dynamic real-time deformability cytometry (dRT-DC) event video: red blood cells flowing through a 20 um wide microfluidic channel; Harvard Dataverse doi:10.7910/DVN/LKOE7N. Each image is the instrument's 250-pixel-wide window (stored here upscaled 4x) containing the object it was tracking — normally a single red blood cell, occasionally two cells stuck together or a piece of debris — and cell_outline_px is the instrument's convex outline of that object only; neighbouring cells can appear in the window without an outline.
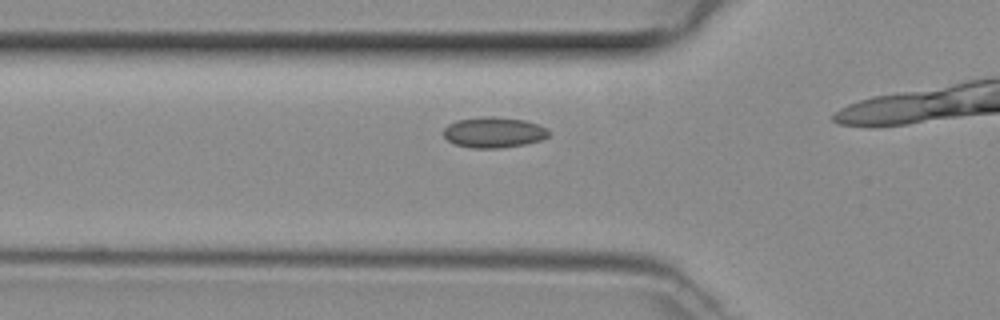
{"species": "common noctule bat (a hibernating species)", "species_latin": "Nyctalus noctula", "temperature_condition": "room temperature", "stored_images_in_passage": 12, "camera_frame_rate_fps": 3000, "um_per_image_px": 0.085, "animal": {"sex": "female", "body_mass_g": 29.2, "forearm_length_mm": 56.3}, "frame": {"image": 1, "passage_image": 10, "time_ms": 3.0, "image_size_px": [1000, 320], "cell_outline_px": [[552, 132], [548, 136], [540, 140], [524, 144], [496, 148], [472, 148], [456, 144], [448, 140], [444, 136], [444, 128], [448, 124], [456, 120], [480, 116], [492, 116], [524, 120], [548, 128]], "centroid_in_image_um": [41.97, 11.24], "position_along_channel_um": 83.8, "area_um2": 18.79}}